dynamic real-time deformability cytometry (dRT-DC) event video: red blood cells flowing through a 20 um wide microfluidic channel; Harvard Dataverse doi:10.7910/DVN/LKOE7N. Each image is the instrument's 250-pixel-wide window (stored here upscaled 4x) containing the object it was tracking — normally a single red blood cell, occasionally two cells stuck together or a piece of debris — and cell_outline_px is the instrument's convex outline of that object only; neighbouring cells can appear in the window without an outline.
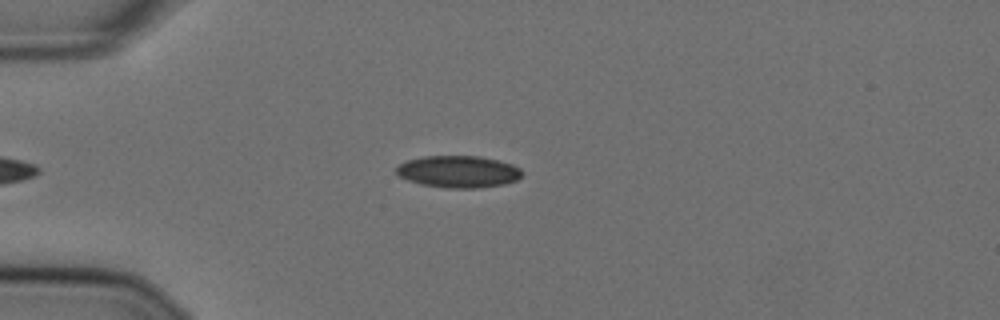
{"species": "Egyptian fruit bat (a non-hibernating species)", "species_latin": "Rousettus aegyptiacus", "temperature_condition": "cold", "stored_images_in_passage": 40, "camera_frame_rate_fps": 3000, "um_per_image_px": 0.085, "animal": {"sex": "female"}, "frame": {"image": 1, "passage_image": 3, "time_ms": 0.667, "image_size_px": [1000, 320], "cell_outline_px": [[524, 172], [516, 180], [504, 184], [480, 188], [448, 188], [420, 184], [408, 180], [400, 176], [396, 172], [396, 168], [400, 164], [408, 160], [424, 156], [480, 156], [512, 164], [520, 168]], "centroid_in_image_um": [38.98, 14.59], "position_along_channel_um": 46.0, "area_um2": 23.35}}
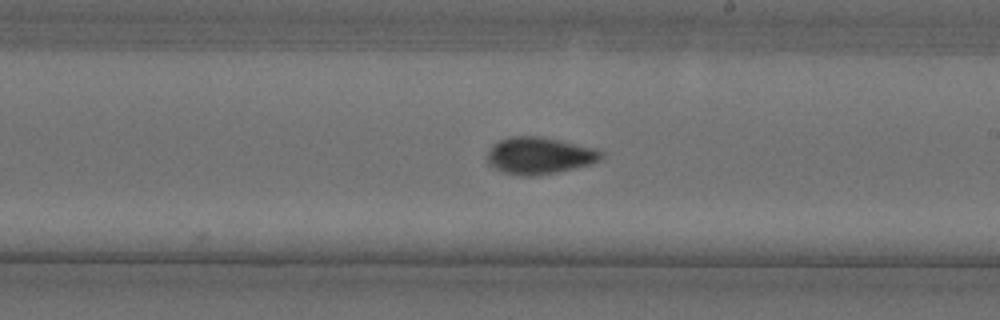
{"frame": {"image": 2, "passage_image": 21, "time_ms": 6.667, "image_size_px": [1000, 320], "cell_outline_px": [[604, 156], [600, 160], [592, 164], [556, 172], [536, 176], [524, 176], [504, 172], [488, 164], [488, 152], [492, 144], [500, 140], [512, 136], [540, 136], [596, 148], [604, 152]], "centroid_in_image_um": [45.88, 13.22], "position_along_channel_um": 243.1, "area_um2": 24.51}}
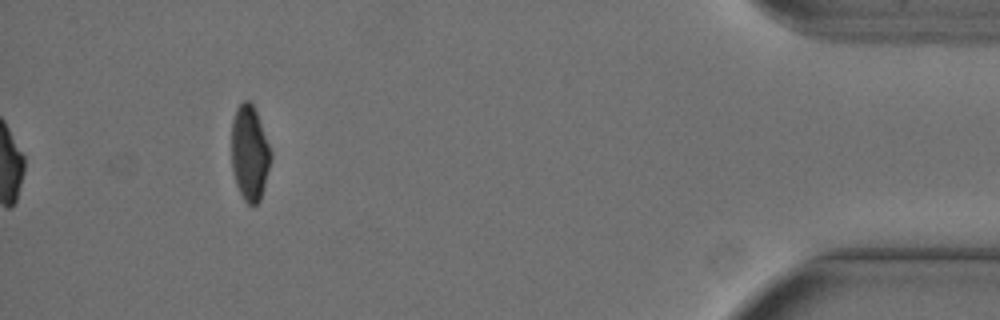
{"frame": {"image": 3, "passage_image": 40, "time_ms": 13.0, "image_size_px": [1000, 320], "cell_outline_px": [[272, 156], [264, 188], [260, 200], [256, 204], [248, 204], [244, 200], [236, 184], [232, 172], [232, 120], [236, 108], [244, 100], [248, 100], [252, 104], [256, 112], [272, 152]], "centroid_in_image_um": [21.22, 13.02], "position_along_channel_um": 414.0, "area_um2": 21.73}, "authors_computed_cell_mechanics": {"area_um2": 23.5535, "velocity_mm_per_s": 3.6234, "shape_relaxation_time_tau1_ms": null, "shape_relaxation_time_tau2_ms": 2.3011, "deformation_change_tau1": null, "deformation_change_tau2": 0.0517}}